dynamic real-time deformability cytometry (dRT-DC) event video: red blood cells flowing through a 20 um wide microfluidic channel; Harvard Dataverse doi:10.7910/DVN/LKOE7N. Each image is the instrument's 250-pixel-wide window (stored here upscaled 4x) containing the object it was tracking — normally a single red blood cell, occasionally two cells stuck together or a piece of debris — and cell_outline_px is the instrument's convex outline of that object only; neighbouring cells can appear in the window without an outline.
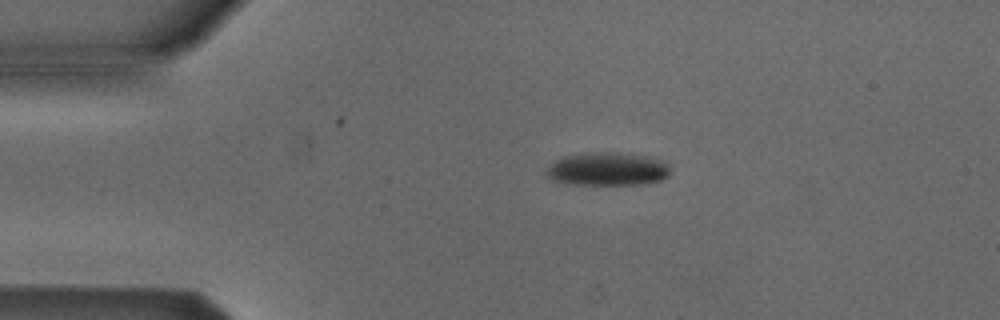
{"species": "Egyptian fruit bat (a non-hibernating species)", "species_latin": "Rousettus aegyptiacus", "temperature_condition": "cold", "stored_images_in_passage": 2, "camera_frame_rate_fps": 3000, "um_per_image_px": 0.085, "animal": {"sex": "male"}, "frame": {"image": 1, "passage_image": 1, "time_ms": 0.0, "image_size_px": [1000, 320], "cell_outline_px": [[668, 176], [660, 180], [644, 184], [572, 184], [552, 180], [544, 172], [556, 160], [564, 156], [592, 152], [620, 152], [648, 156], [660, 160], [668, 164]], "centroid_in_image_um": [51.64, 14.36], "position_along_channel_um": 33.4, "area_um2": 23.87}}